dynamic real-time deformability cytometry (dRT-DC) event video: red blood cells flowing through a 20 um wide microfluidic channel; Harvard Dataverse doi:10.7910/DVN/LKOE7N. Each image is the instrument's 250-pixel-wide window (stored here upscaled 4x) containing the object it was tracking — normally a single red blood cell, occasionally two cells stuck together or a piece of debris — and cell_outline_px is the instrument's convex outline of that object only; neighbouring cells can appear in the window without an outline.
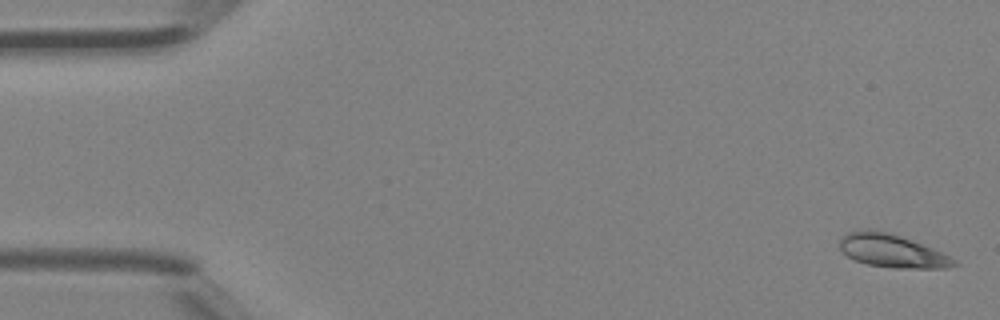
{"species": "Egyptian fruit bat (a non-hibernating species)", "species_latin": "Rousettus aegyptiacus", "temperature_condition": "room temperature", "stored_images_in_passage": 4, "camera_frame_rate_fps": 3000, "um_per_image_px": 0.085, "animal": {"sex": "female"}, "frame": {"image": 1, "passage_image": 1, "time_ms": 0.0, "image_size_px": [1000, 320], "cell_outline_px": [[960, 264], [948, 268], [896, 268], [868, 264], [856, 260], [848, 256], [840, 248], [840, 240], [848, 232], [868, 228], [872, 228], [900, 236], [932, 248], [952, 256]], "centroid_in_image_um": [75.86, 21.32], "position_along_channel_um": 9.1, "area_um2": 21.96}}
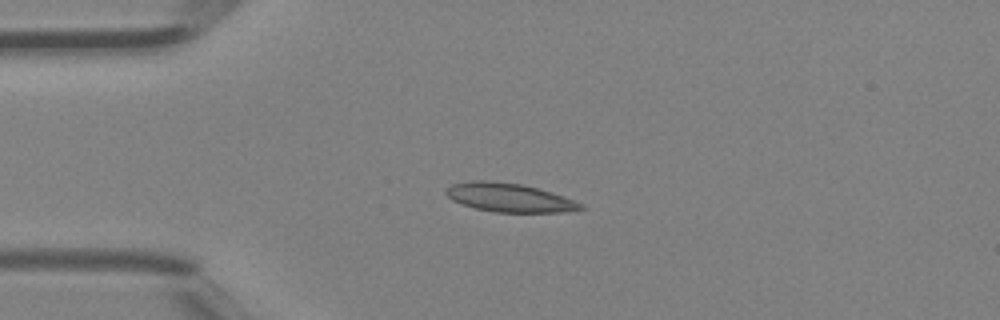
{"frame": {"image": 2, "passage_image": 3, "time_ms": 0.667, "image_size_px": [1000, 320], "cell_outline_px": [[588, 208], [564, 212], [496, 212], [476, 208], [452, 200], [444, 192], [452, 184], [472, 180], [488, 180], [520, 184], [552, 192], [564, 196], [584, 204]], "centroid_in_image_um": [43.34, 16.79], "position_along_channel_um": 41.7, "area_um2": 22.43}}